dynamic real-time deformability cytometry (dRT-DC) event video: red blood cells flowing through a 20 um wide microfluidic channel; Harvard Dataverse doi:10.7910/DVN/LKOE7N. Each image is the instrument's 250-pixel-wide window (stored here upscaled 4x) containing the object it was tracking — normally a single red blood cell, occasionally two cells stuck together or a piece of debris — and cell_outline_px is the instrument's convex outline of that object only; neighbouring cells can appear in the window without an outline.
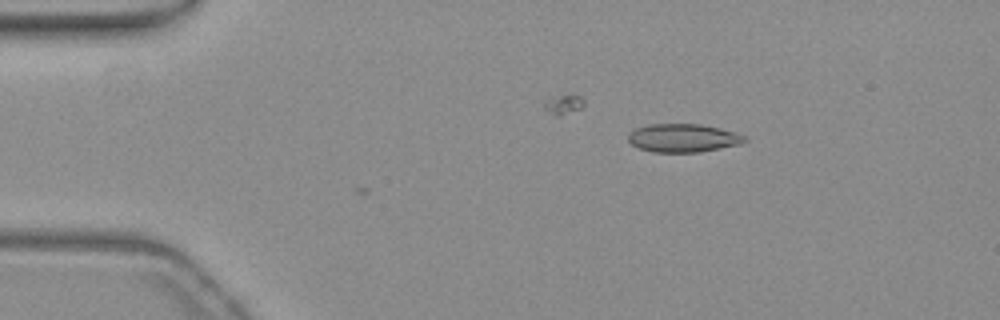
{"species": "common noctule bat (a hibernating species)", "species_latin": "Nyctalus noctula", "temperature_condition": "warm", "stored_images_in_passage": 3, "camera_frame_rate_fps": 3000, "um_per_image_px": 0.085, "animal": {"sex": "female", "body_mass_g": 19.3, "forearm_length_mm": 54.1}, "frame": {"image": 1, "passage_image": 3, "time_ms": 0.667, "image_size_px": [1000, 320], "cell_outline_px": [[748, 140], [740, 144], [700, 152], [652, 152], [640, 148], [632, 144], [628, 140], [628, 132], [636, 128], [648, 124], [700, 124], [720, 128], [736, 132], [744, 136]], "centroid_in_image_um": [58.06, 11.72], "position_along_channel_um": 26.9, "area_um2": 19.25}}